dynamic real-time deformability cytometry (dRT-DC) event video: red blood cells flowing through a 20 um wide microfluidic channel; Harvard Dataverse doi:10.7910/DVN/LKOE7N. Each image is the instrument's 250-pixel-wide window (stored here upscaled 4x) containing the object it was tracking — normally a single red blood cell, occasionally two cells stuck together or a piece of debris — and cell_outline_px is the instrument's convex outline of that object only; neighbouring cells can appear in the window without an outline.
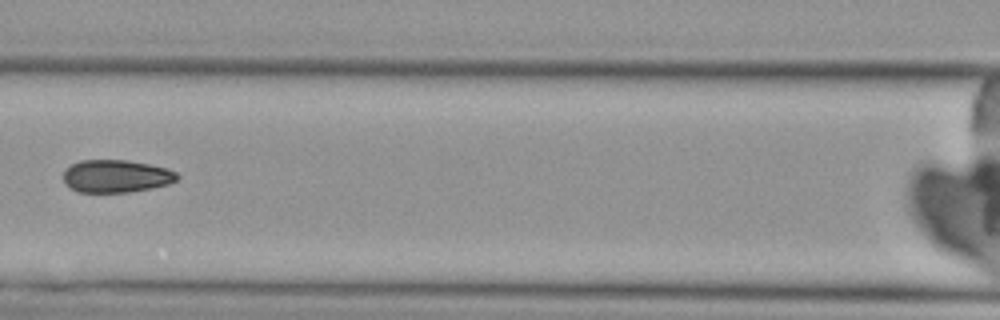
{"species": "Egyptian fruit bat (a non-hibernating species)", "species_latin": "Rousettus aegyptiacus", "temperature_condition": "cold", "stored_images_in_passage": 5, "camera_frame_rate_fps": 3000, "um_per_image_px": 0.085, "animal": {"sex": "female"}, "frame": {"image": 1, "passage_image": 5, "time_ms": 4.667, "image_size_px": [1000, 320], "cell_outline_px": [[180, 176], [176, 180], [168, 184], [128, 192], [76, 192], [68, 188], [64, 184], [64, 168], [80, 160], [128, 160], [168, 168], [176, 172]], "centroid_in_image_um": [9.83, 14.97], "position_along_channel_um": 156.8, "area_um2": 21.79}}